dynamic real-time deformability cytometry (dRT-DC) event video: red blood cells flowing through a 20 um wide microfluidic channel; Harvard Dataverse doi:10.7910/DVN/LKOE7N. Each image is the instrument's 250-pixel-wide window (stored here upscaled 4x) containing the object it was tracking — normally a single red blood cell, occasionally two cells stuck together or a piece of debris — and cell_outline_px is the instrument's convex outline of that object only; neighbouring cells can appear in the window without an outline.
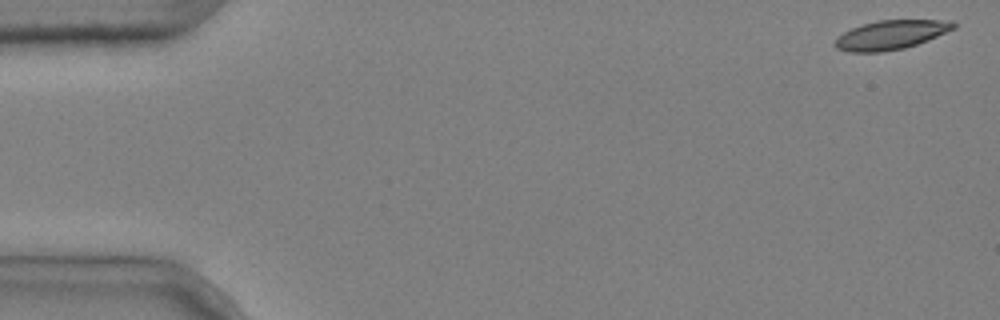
{"species": "common noctule bat (a hibernating species)", "species_latin": "Nyctalus noctula", "temperature_condition": "cold", "stored_images_in_passage": 6, "camera_frame_rate_fps": 3000, "um_per_image_px": 0.085, "animal": {"sex": "male", "body_mass_g": 20.4}, "frame": {"image": 1, "passage_image": 1, "time_ms": 0.0, "image_size_px": [1000, 320], "cell_outline_px": [[956, 28], [928, 40], [904, 48], [884, 52], [848, 52], [836, 48], [832, 44], [836, 36], [852, 28], [864, 24], [880, 20], [952, 20], [956, 24]], "centroid_in_image_um": [75.7, 2.97], "position_along_channel_um": 9.3, "area_um2": 20.23}}